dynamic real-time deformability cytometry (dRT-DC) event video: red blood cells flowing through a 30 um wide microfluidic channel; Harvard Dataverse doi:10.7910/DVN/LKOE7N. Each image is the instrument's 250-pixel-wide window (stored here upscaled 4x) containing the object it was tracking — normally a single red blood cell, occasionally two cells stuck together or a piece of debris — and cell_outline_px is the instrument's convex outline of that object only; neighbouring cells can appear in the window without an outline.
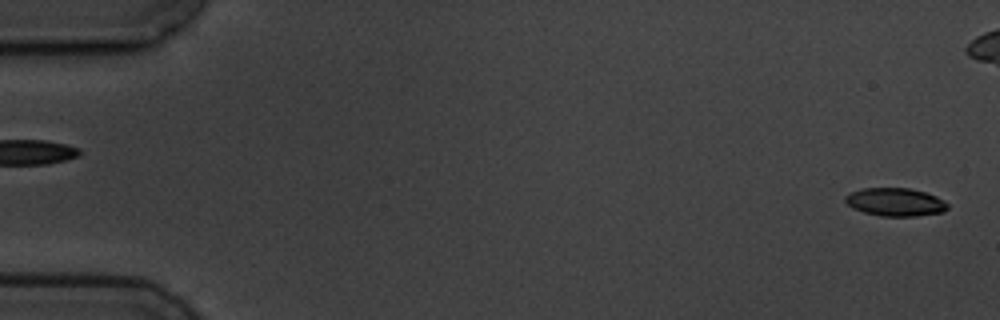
{"species": "common noctule bat (a hibernating species)", "species_latin": "Nyctalus noctula", "temperature_condition": "cold", "stored_images_in_passage": 6, "segment_of_instrument_passage": [2, 2], "camera_frame_rate_fps": 3000, "um_per_image_px": 0.085, "animal": {"sex": "male", "body_mass_g": 19.5, "forearm_length_mm": 54.6}, "frame": {"image": 1, "passage_image": 6, "time_ms": 6.0, "image_size_px": [1000, 320], "cell_outline_px": [[948, 208], [944, 212], [916, 216], [880, 216], [864, 212], [852, 208], [844, 200], [844, 196], [848, 192], [860, 188], [908, 188], [924, 192], [936, 196], [944, 200], [948, 204]], "centroid_in_image_um": [76.07, 17.17], "position_along_channel_um": 8.9, "area_um2": 16.94}}